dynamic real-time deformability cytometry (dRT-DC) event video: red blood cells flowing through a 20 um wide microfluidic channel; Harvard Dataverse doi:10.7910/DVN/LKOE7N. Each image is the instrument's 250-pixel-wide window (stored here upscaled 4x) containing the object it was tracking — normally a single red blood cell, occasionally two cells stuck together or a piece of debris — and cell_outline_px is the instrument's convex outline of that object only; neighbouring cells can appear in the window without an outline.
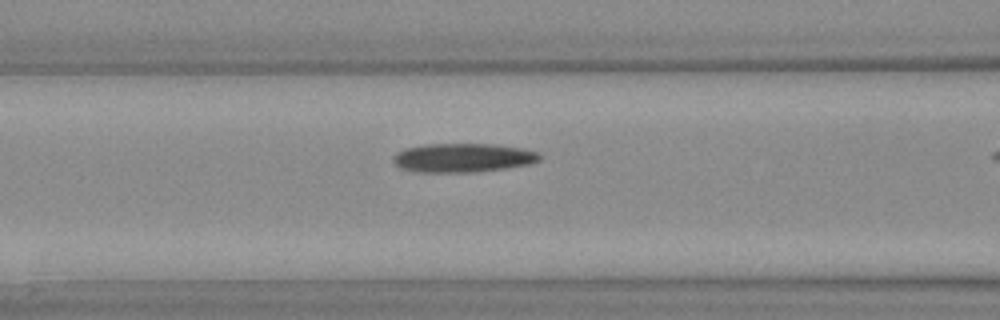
{"species": "Egyptian fruit bat (a non-hibernating species)", "species_latin": "Rousettus aegyptiacus", "temperature_condition": "warm", "stored_images_in_passage": 19, "camera_frame_rate_fps": 3000, "um_per_image_px": 0.085, "animal": {"sex": "female"}, "frame": {"image": 1, "passage_image": 4, "time_ms": 1.0, "image_size_px": [1000, 320], "cell_outline_px": [[540, 160], [532, 164], [508, 168], [476, 172], [416, 172], [400, 168], [392, 160], [392, 156], [396, 152], [408, 148], [424, 144], [492, 144], [520, 148], [536, 152], [540, 156]], "centroid_in_image_um": [39.33, 13.42], "position_along_channel_um": 127.3, "area_um2": 24.74}}
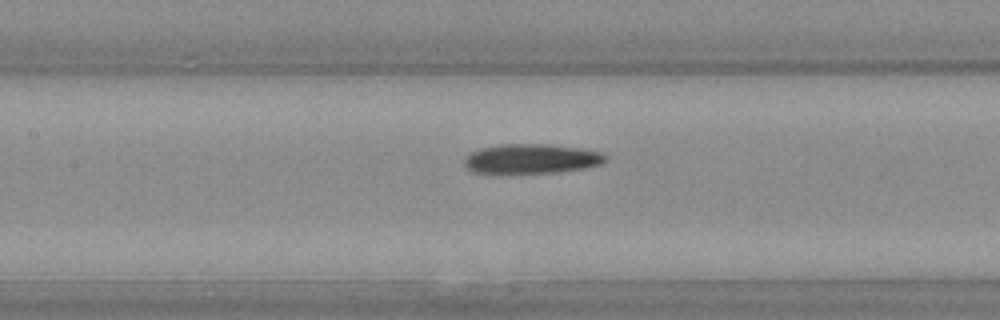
{"frame": {"image": 2, "passage_image": 6, "time_ms": 1.667, "image_size_px": [1000, 320], "cell_outline_px": [[608, 160], [600, 164], [584, 168], [556, 172], [472, 172], [464, 164], [464, 160], [472, 152], [480, 148], [500, 144], [552, 144], [580, 148], [604, 152], [608, 156]], "centroid_in_image_um": [45.24, 13.47], "position_along_channel_um": 162.2, "area_um2": 24.16}}
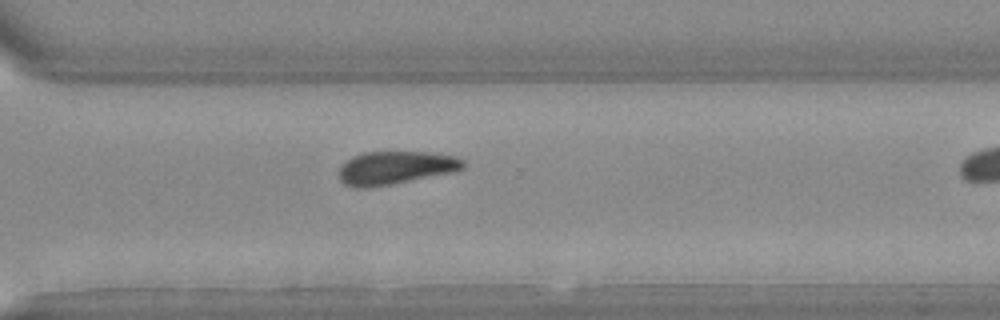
{"frame": {"image": 3, "passage_image": 16, "time_ms": 5.0, "image_size_px": [1000, 320], "cell_outline_px": [[464, 168], [452, 172], [368, 188], [356, 188], [344, 184], [340, 180], [340, 168], [352, 156], [364, 152], [432, 152], [456, 156], [464, 160]], "centroid_in_image_um": [33.62, 14.25], "position_along_channel_um": 337.0, "area_um2": 23.76}}